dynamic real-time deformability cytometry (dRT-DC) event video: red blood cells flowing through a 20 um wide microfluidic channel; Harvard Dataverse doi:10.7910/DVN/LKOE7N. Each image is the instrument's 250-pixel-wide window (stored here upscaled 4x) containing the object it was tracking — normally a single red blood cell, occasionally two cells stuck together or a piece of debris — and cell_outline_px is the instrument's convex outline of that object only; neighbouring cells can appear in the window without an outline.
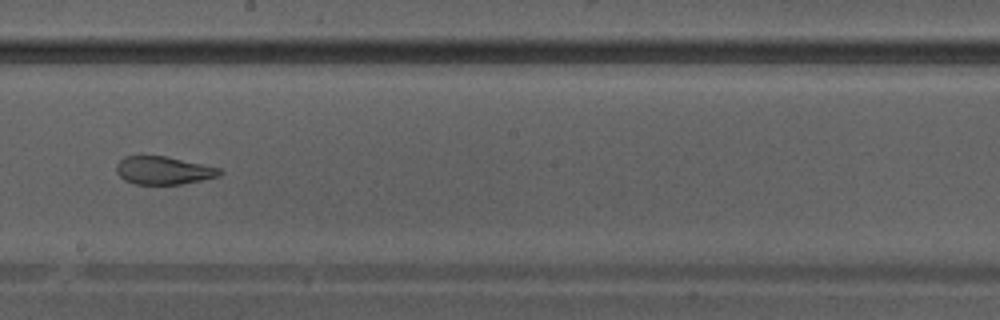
{"species": "Egyptian fruit bat (a non-hibernating species)", "species_latin": "Rousettus aegyptiacus", "temperature_condition": "warm", "stored_images_in_passage": 28, "camera_frame_rate_fps": 3000, "um_per_image_px": 0.085, "animal": {"sex": "male"}, "frame": {"image": 1, "passage_image": 13, "time_ms": 4.0, "image_size_px": [1000, 320], "cell_outline_px": [[224, 172], [220, 176], [180, 184], [136, 184], [124, 180], [116, 172], [116, 164], [124, 156], [164, 156], [220, 168]], "centroid_in_image_um": [13.88, 14.49], "position_along_channel_um": 234.3, "area_um2": 16.7}}